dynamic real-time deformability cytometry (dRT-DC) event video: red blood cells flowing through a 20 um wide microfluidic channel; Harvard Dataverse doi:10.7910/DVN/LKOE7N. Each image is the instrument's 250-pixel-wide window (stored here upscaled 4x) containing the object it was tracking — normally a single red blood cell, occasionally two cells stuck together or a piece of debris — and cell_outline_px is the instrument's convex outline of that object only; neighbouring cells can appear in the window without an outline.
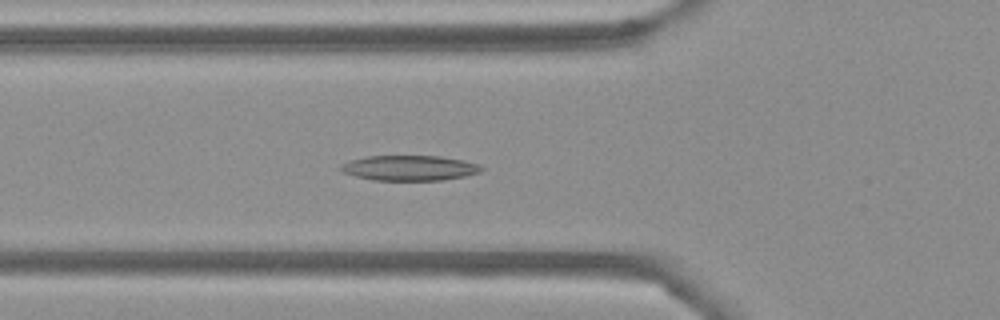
{"species": "Egyptian fruit bat (a non-hibernating species)", "species_latin": "Rousettus aegyptiacus", "temperature_condition": "cold", "stored_images_in_passage": 39, "camera_frame_rate_fps": 3000, "um_per_image_px": 0.085, "frame": {"image": 1, "passage_image": 12, "time_ms": 3.667, "image_size_px": [1000, 320], "cell_outline_px": [[484, 168], [480, 172], [464, 176], [444, 180], [372, 180], [340, 172], [340, 164], [352, 160], [368, 156], [440, 156], [464, 160], [480, 164]], "centroid_in_image_um": [34.82, 14.28], "position_along_channel_um": 91.0, "area_um2": 20.69}}
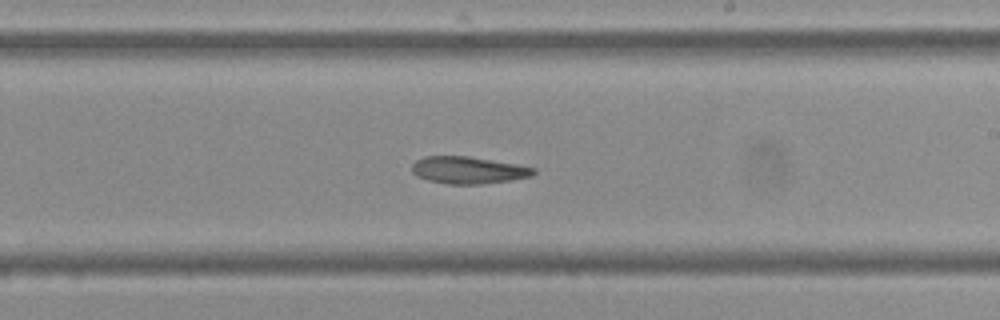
{"frame": {"image": 2, "passage_image": 25, "time_ms": 8.0, "image_size_px": [1000, 320], "cell_outline_px": [[536, 172], [532, 176], [512, 180], [484, 184], [448, 184], [428, 180], [416, 176], [412, 172], [412, 164], [416, 160], [424, 156], [468, 156], [516, 164], [536, 168]], "centroid_in_image_um": [39.8, 14.46], "position_along_channel_um": 249.2, "area_um2": 19.31}}
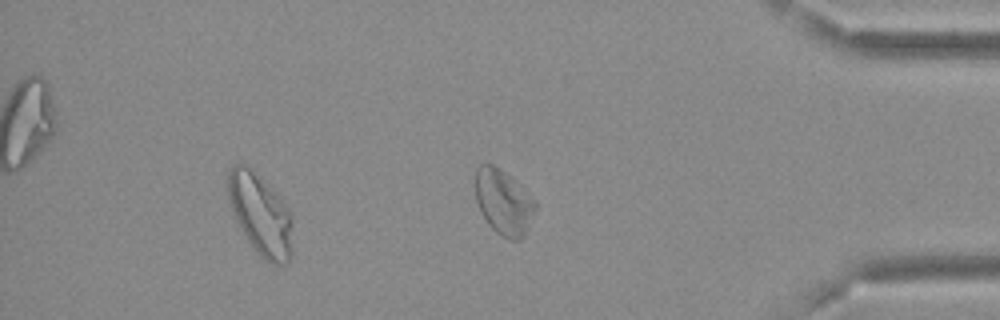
{"frame": {"image": 3, "passage_image": 39, "time_ms": 12.667, "image_size_px": [1000, 320], "cell_outline_px": [[536, 208], [528, 228], [524, 236], [520, 240], [508, 240], [500, 236], [488, 224], [480, 212], [476, 200], [476, 168], [480, 164], [492, 164], [500, 168], [524, 188], [536, 200]], "centroid_in_image_um": [42.81, 17.2], "position_along_channel_um": 392.4, "area_um2": 22.95}}